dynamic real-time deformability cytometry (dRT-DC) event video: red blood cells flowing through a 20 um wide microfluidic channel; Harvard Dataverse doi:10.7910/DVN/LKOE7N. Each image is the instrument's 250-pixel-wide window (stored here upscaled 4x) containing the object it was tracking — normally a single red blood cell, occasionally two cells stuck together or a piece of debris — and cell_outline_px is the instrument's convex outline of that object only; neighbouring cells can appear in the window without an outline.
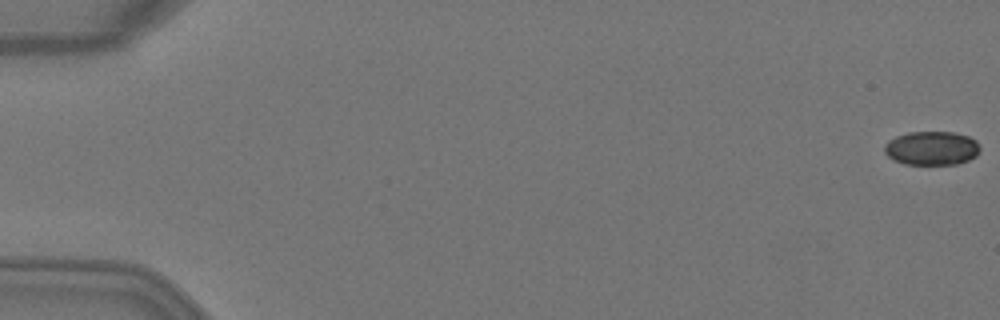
{"species": "Egyptian fruit bat (a non-hibernating species)", "species_latin": "Rousettus aegyptiacus", "temperature_condition": "warm", "stored_images_in_passage": 51, "camera_frame_rate_fps": 3000, "um_per_image_px": 0.085, "animal": {"sex": "female"}, "frame": {"image": 1, "passage_image": 1, "time_ms": 0.0, "image_size_px": [1000, 320], "cell_outline_px": [[980, 152], [976, 156], [968, 160], [956, 164], [904, 164], [888, 156], [884, 152], [884, 144], [888, 140], [896, 136], [908, 132], [952, 132], [968, 136], [976, 140], [980, 148]], "centroid_in_image_um": [79.19, 12.59], "position_along_channel_um": 5.8, "area_um2": 18.9}}
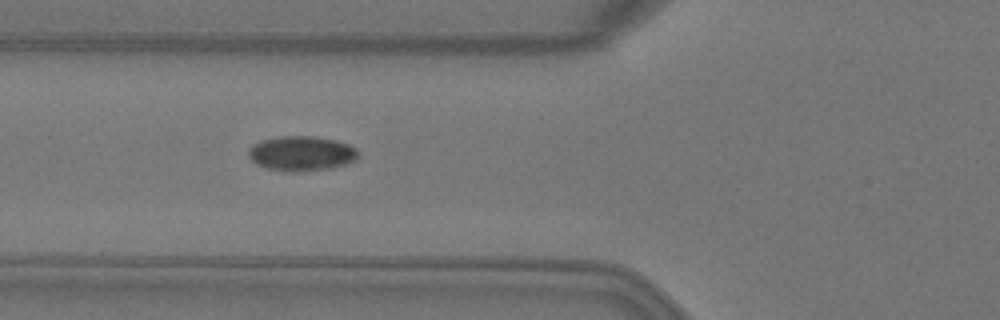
{"frame": {"image": 2, "passage_image": 20, "time_ms": 6.333, "image_size_px": [1000, 320], "cell_outline_px": [[360, 156], [356, 160], [332, 168], [292, 172], [268, 168], [256, 164], [248, 156], [248, 148], [252, 144], [260, 140], [276, 136], [312, 136], [336, 140], [348, 144], [356, 148], [360, 152]], "centroid_in_image_um": [25.62, 13.03], "position_along_channel_um": 100.2, "area_um2": 22.48}}
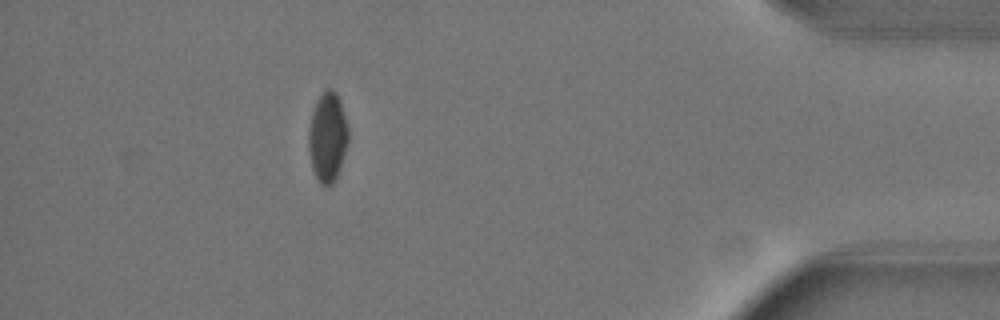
{"frame": {"image": 3, "passage_image": 46, "time_ms": 15.0, "image_size_px": [1000, 320], "cell_outline_px": [[348, 144], [336, 180], [328, 188], [320, 184], [312, 168], [308, 148], [308, 132], [312, 112], [316, 100], [324, 88], [332, 88], [336, 92], [340, 100], [348, 124]], "centroid_in_image_um": [27.85, 11.64], "position_along_channel_um": 407.4, "area_um2": 21.21}, "authors_computed_cell_mechanics": {"area_um2": 20.9236, "velocity_mm_per_s": 4.0899, "shape_relaxation_time_tau1_ms": 4.4995, "shape_relaxation_time_tau2_ms": 3.8383, "deformation_change_tau1": 0.1054, "deformation_change_tau2": 0.0426}}